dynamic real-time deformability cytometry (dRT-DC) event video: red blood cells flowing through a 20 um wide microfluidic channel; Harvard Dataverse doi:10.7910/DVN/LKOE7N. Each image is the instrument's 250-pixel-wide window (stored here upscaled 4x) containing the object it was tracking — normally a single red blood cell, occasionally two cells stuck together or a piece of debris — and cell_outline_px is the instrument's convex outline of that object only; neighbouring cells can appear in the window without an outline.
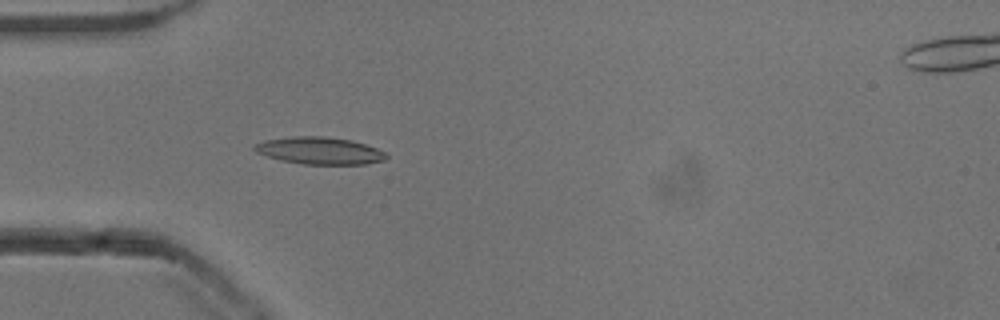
{"species": "common noctule bat (a hibernating species)", "species_latin": "Nyctalus noctula", "temperature_condition": "cold", "stored_images_in_passage": 18, "camera_frame_rate_fps": 3000, "um_per_image_px": 0.085, "animal": {"sex": "male", "body_mass_g": 13.3}, "frame": {"image": 1, "passage_image": 15, "time_ms": 4.667, "image_size_px": [1000, 320], "cell_outline_px": [[388, 156], [384, 160], [364, 164], [304, 164], [280, 160], [256, 152], [252, 148], [252, 144], [264, 140], [292, 136], [320, 136], [352, 140], [376, 148], [384, 152]], "centroid_in_image_um": [27.12, 12.8], "position_along_channel_um": 57.9, "area_um2": 20.81}}